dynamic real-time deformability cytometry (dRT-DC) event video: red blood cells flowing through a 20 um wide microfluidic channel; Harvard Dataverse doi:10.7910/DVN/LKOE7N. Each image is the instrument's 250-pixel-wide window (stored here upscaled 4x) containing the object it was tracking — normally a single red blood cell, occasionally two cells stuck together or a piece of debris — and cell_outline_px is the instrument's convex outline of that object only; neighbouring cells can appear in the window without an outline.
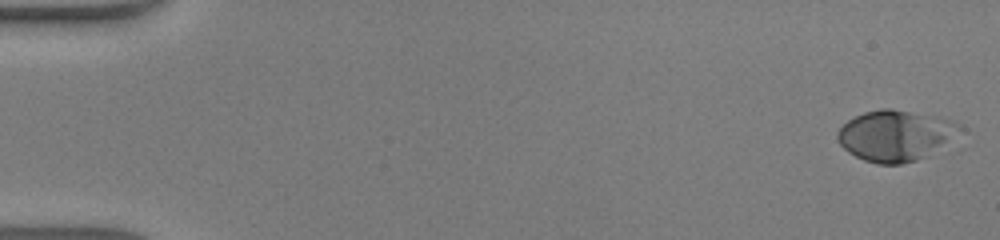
{"species": "human", "species_latin": "Homo sapiens", "temperature_condition": "warm", "stored_images_in_passage": 48, "camera_frame_rate_fps": 3000, "um_per_image_px": 0.085, "donor": {"sex": "male"}, "frame": {"image": 1, "passage_image": 1, "time_ms": 0.0, "image_size_px": [1000, 240], "cell_outline_px": [[964, 128], [924, 156], [916, 160], [900, 164], [876, 164], [864, 160], [848, 152], [840, 144], [836, 136], [836, 132], [848, 120], [864, 112], [880, 108], [892, 108], [940, 116], [956, 120]], "centroid_in_image_um": [76.08, 11.48], "position_along_channel_um": 8.9, "area_um2": 35.95}}
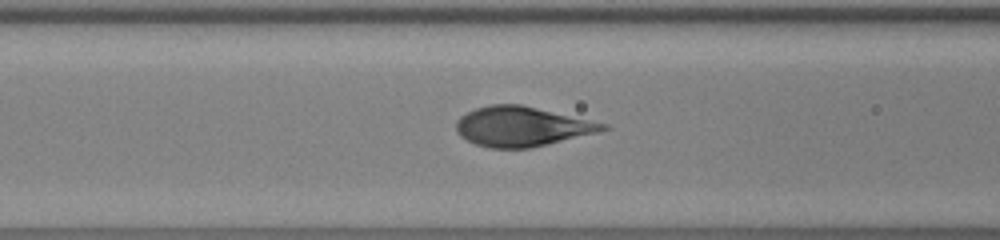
{"frame": {"image": 2, "passage_image": 20, "time_ms": 6.333, "image_size_px": [1000, 240], "cell_outline_px": [[612, 128], [600, 132], [548, 144], [528, 148], [488, 148], [476, 144], [460, 136], [456, 132], [456, 120], [460, 116], [476, 108], [488, 104], [520, 104], [608, 124]], "centroid_in_image_um": [44.36, 10.75], "position_along_channel_um": 122.2, "area_um2": 33.99}}
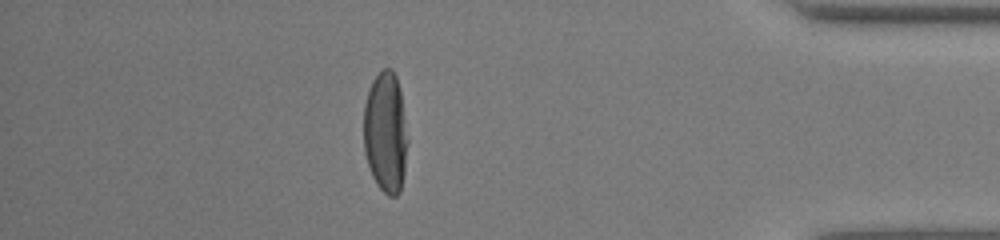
{"frame": {"image": 3, "passage_image": 42, "time_ms": 13.667, "image_size_px": [1000, 240], "cell_outline_px": [[408, 140], [404, 172], [400, 192], [396, 196], [388, 196], [376, 184], [372, 176], [364, 152], [364, 104], [372, 80], [384, 68], [392, 68], [396, 76], [400, 92]], "centroid_in_image_um": [32.77, 11.27], "position_along_channel_um": 402.4, "area_um2": 30.98}}